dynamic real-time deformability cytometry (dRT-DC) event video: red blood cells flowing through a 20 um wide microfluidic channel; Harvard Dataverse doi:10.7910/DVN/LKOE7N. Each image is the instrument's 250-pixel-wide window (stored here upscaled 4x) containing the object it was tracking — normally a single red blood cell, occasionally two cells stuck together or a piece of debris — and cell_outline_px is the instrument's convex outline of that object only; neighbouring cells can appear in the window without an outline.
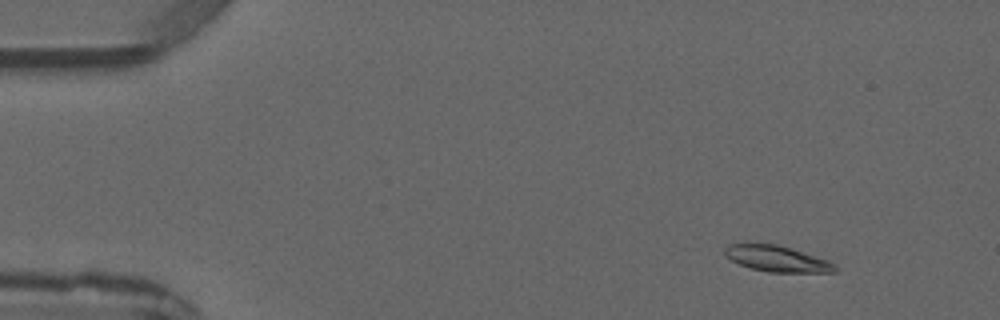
{"species": "common noctule bat (a hibernating species)", "species_latin": "Nyctalus noctula", "temperature_condition": "warm", "stored_images_in_passage": 5, "camera_frame_rate_fps": 3000, "um_per_image_px": 0.085, "animal": {"sex": "male", "forearm_length_mm": 52.5}, "frame": {"image": 1, "passage_image": 2, "time_ms": 1.0, "image_size_px": [1000, 320], "cell_outline_px": [[836, 272], [768, 272], [752, 268], [740, 264], [724, 256], [724, 248], [728, 244], [744, 240], [776, 244], [828, 260], [836, 264]], "centroid_in_image_um": [65.94, 21.94], "position_along_channel_um": 19.1, "area_um2": 17.11}}
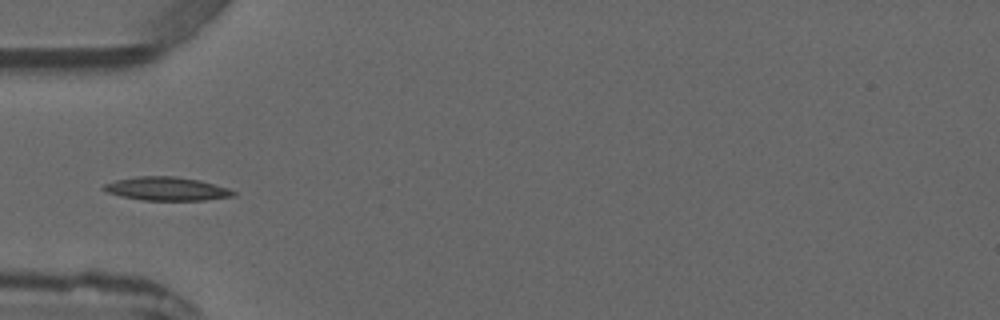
{"frame": {"image": 2, "passage_image": 5, "time_ms": 4.333, "image_size_px": [1000, 320], "cell_outline_px": [[236, 196], [204, 200], [144, 200], [124, 196], [108, 192], [100, 188], [104, 184], [116, 180], [136, 176], [176, 176], [200, 180], [228, 188], [236, 192]], "centroid_in_image_um": [14.2, 16.04], "position_along_channel_um": 70.8, "area_um2": 17.69}}